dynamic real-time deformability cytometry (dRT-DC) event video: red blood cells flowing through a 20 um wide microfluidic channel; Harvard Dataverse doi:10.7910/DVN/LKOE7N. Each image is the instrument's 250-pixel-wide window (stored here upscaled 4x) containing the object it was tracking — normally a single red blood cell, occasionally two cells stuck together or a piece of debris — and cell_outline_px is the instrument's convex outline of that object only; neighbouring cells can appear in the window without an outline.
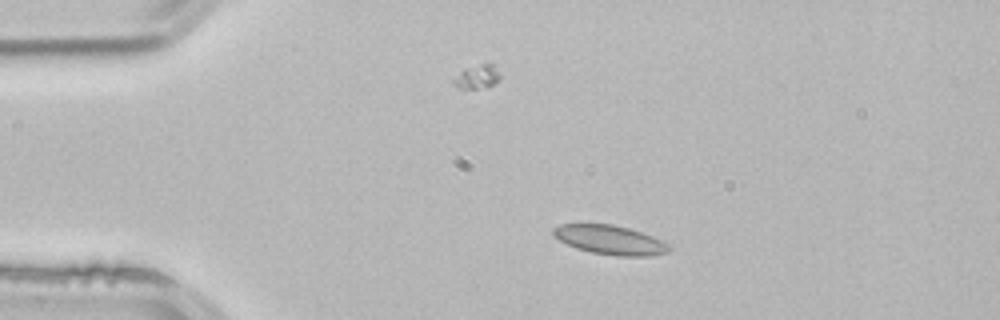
{"species": "common noctule bat (a hibernating species)", "species_latin": "Nyctalus noctula", "temperature_condition": "room temperature", "stored_images_in_passage": 2, "camera_frame_rate_fps": 3000, "um_per_image_px": 0.085, "animal": {"sex": "male", "body_mass_g": 21.5, "forearm_length_mm": 52.0}, "frame": {"image": 1, "passage_image": 1, "time_ms": 0.0, "image_size_px": [1000, 320], "cell_outline_px": [[672, 248], [668, 252], [652, 256], [616, 256], [592, 252], [576, 248], [552, 236], [552, 228], [560, 224], [612, 224], [628, 228], [664, 240]], "centroid_in_image_um": [51.87, 20.39], "position_along_channel_um": 33.1, "area_um2": 19.77}}